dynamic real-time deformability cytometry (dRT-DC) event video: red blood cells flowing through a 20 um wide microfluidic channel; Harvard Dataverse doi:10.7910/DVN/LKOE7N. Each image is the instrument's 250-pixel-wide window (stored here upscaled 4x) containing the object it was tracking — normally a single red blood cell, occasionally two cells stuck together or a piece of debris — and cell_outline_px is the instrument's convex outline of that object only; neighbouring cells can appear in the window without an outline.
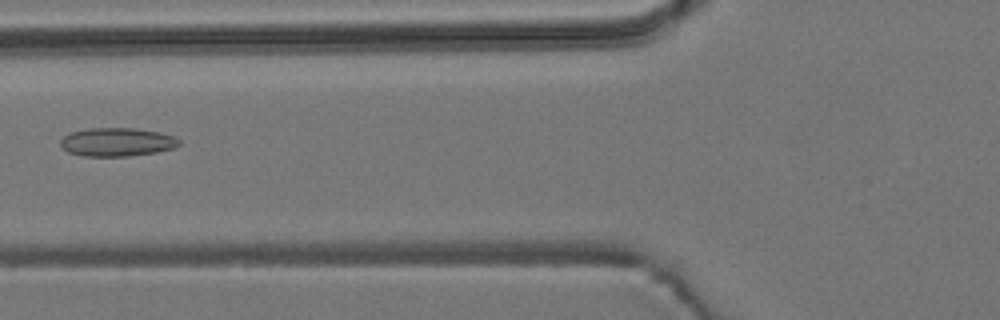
{"species": "common noctule bat (a hibernating species)", "species_latin": "Nyctalus noctula", "temperature_condition": "room temperature", "stored_images_in_passage": 6, "camera_frame_rate_fps": 3000, "um_per_image_px": 0.085, "animal": {"sex": "male", "body_mass_g": 19.2, "forearm_length_mm": 51.8}, "frame": {"image": 1, "passage_image": 5, "time_ms": 5.333, "image_size_px": [1000, 320], "cell_outline_px": [[180, 144], [172, 148], [156, 152], [128, 156], [84, 156], [68, 152], [60, 144], [60, 140], [64, 136], [72, 132], [88, 128], [136, 128], [160, 132], [176, 136], [180, 140]], "centroid_in_image_um": [9.97, 12.06], "position_along_channel_um": 115.8, "area_um2": 19.71}}
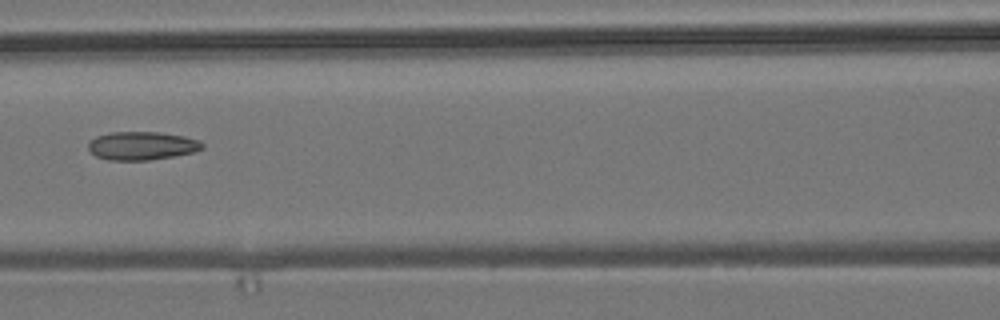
{"frame": {"image": 2, "passage_image": 6, "time_ms": 6.333, "image_size_px": [1000, 320], "cell_outline_px": [[204, 148], [192, 152], [176, 156], [148, 160], [108, 160], [96, 156], [88, 148], [88, 144], [96, 136], [112, 132], [160, 132], [184, 136], [200, 140], [204, 144]], "centroid_in_image_um": [12.09, 12.39], "position_along_channel_um": 154.5, "area_um2": 18.84}}